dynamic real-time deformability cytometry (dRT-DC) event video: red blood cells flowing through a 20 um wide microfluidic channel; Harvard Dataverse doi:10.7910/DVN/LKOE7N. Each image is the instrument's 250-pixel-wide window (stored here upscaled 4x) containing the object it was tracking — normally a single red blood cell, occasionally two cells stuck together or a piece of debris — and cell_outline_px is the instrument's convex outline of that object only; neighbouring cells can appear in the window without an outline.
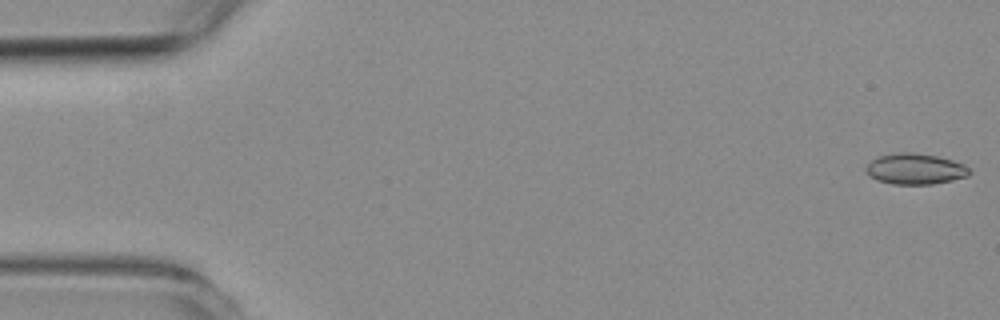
{"species": "common noctule bat (a hibernating species)", "species_latin": "Nyctalus noctula", "temperature_condition": "room temperature", "stored_images_in_passage": 2, "camera_frame_rate_fps": 3000, "um_per_image_px": 0.085, "animal": {"sex": "female", "body_mass_g": 19.3, "forearm_length_mm": 54.1}, "frame": {"image": 1, "passage_image": 1, "time_ms": 0.0, "image_size_px": [1000, 320], "cell_outline_px": [[972, 172], [968, 176], [952, 180], [932, 184], [892, 184], [880, 180], [872, 176], [864, 168], [876, 156], [900, 152], [912, 152], [936, 156], [952, 160], [964, 164]], "centroid_in_image_um": [77.82, 14.35], "position_along_channel_um": 7.2, "area_um2": 18.44}}